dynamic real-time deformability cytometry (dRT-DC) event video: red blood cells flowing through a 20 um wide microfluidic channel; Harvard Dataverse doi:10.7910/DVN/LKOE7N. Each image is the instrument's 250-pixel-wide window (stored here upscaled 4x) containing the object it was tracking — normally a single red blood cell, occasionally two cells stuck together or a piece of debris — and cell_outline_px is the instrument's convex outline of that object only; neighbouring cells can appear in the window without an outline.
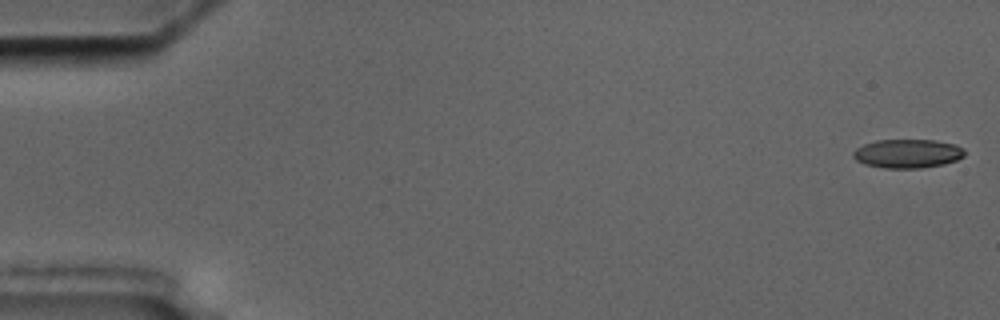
{"species": "common noctule bat (a hibernating species)", "species_latin": "Nyctalus noctula", "temperature_condition": "cold", "stored_images_in_passage": 14, "camera_frame_rate_fps": 3000, "um_per_image_px": 0.085, "animal": {"sex": "male", "body_mass_g": 17.5, "forearm_length_mm": 52.3}, "frame": {"image": 1, "passage_image": 1, "time_ms": 0.0, "image_size_px": [1000, 320], "cell_outline_px": [[964, 156], [956, 160], [944, 164], [920, 168], [884, 168], [864, 164], [856, 160], [852, 156], [852, 152], [856, 148], [864, 144], [876, 140], [936, 140], [956, 144], [964, 148]], "centroid_in_image_um": [77.14, 13.05], "position_along_channel_um": 7.9, "area_um2": 18.84}}
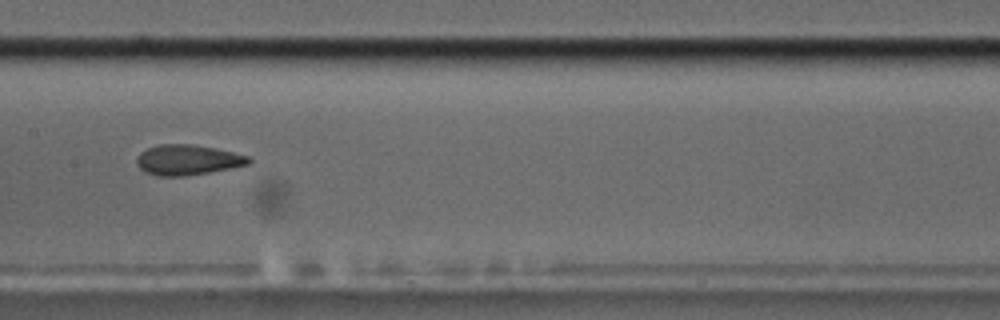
{"frame": {"image": 2, "passage_image": 8, "time_ms": 9.333, "image_size_px": [1000, 320], "cell_outline_px": [[252, 160], [248, 164], [208, 172], [184, 176], [156, 176], [144, 172], [136, 164], [136, 160], [140, 152], [148, 148], [160, 144], [192, 144], [216, 148], [248, 156]], "centroid_in_image_um": [15.9, 13.59], "position_along_channel_um": 191.5, "area_um2": 19.65}, "authors_computed_cell_mechanics": {"area_um2": 19.7387, "velocity_mm_per_s": 3.5292, "shape_relaxation_time_tau1_ms": null, "shape_relaxation_time_tau2_ms": 2.4591, "deformation_change_tau1": null, "deformation_change_tau2": 0.0957}}